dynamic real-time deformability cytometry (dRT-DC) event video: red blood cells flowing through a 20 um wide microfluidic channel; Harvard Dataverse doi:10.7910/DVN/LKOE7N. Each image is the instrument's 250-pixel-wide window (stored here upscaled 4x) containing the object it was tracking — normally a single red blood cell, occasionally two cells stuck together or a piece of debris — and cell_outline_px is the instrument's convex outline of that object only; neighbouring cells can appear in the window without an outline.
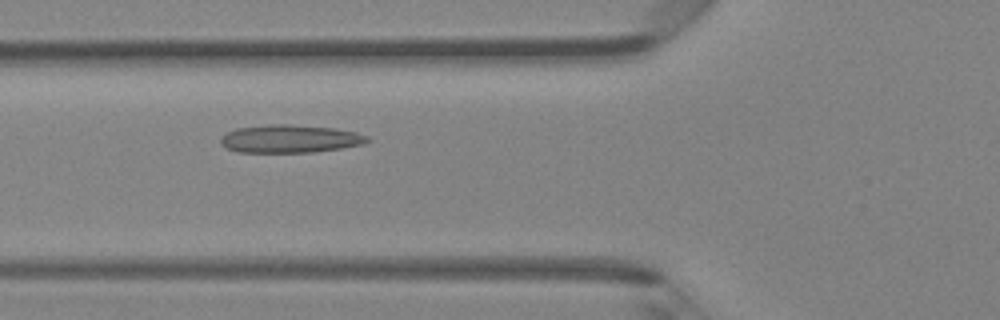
{"species": "Egyptian fruit bat (a non-hibernating species)", "species_latin": "Rousettus aegyptiacus", "temperature_condition": "room temperature", "stored_images_in_passage": 41, "camera_frame_rate_fps": 3000, "um_per_image_px": 0.085, "animal": {"sex": "female"}, "frame": {"image": 1, "passage_image": 11, "time_ms": 3.333, "image_size_px": [1000, 320], "cell_outline_px": [[372, 140], [364, 144], [340, 148], [312, 152], [236, 152], [220, 144], [220, 140], [228, 132], [236, 128], [272, 124], [288, 124], [336, 128], [356, 132], [368, 136]], "centroid_in_image_um": [24.68, 11.79], "position_along_channel_um": 101.1, "area_um2": 23.87}}
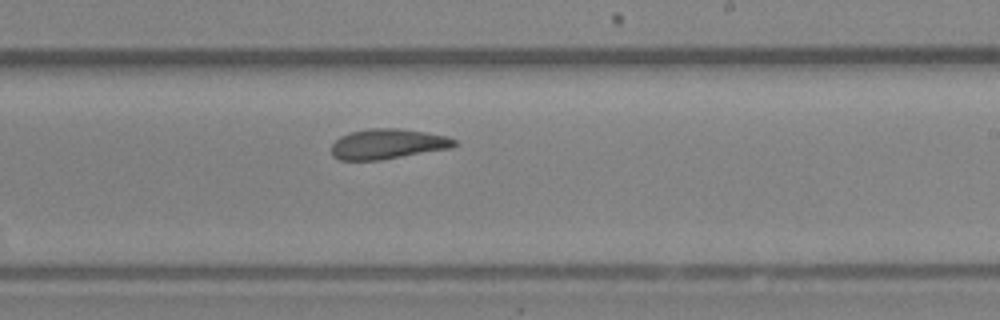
{"frame": {"image": 2, "passage_image": 22, "time_ms": 7.0, "image_size_px": [1000, 320], "cell_outline_px": [[460, 144], [452, 148], [380, 160], [340, 160], [332, 156], [332, 144], [340, 136], [348, 132], [368, 128], [400, 128], [448, 136], [456, 140]], "centroid_in_image_um": [32.97, 12.23], "position_along_channel_um": 256.0, "area_um2": 21.85}}
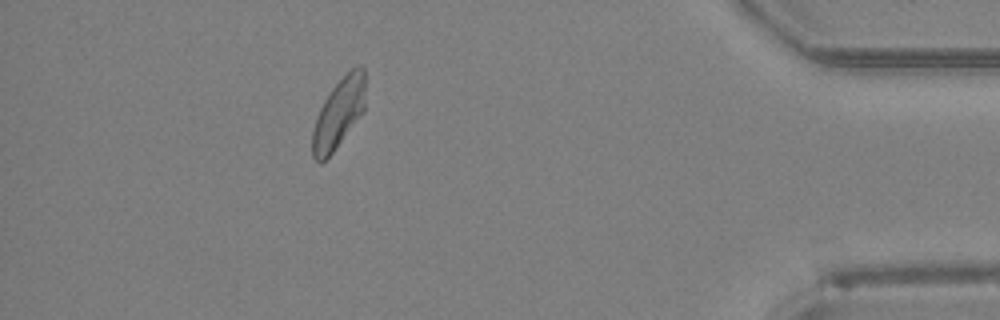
{"frame": {"image": 3, "passage_image": 36, "time_ms": 11.667, "image_size_px": [1000, 320], "cell_outline_px": [[364, 112], [332, 152], [320, 164], [312, 156], [312, 132], [316, 116], [324, 100], [332, 88], [352, 68], [360, 64], [364, 68]], "centroid_in_image_um": [28.78, 9.64], "position_along_channel_um": 406.4, "area_um2": 21.21}, "authors_computed_cell_mechanics": {"area_um2": 22.1952, "velocity_mm_per_s": 4.2345, "shape_relaxation_time_tau1_ms": null, "shape_relaxation_time_tau2_ms": 1.394, "deformation_change_tau1": null, "deformation_change_tau2": 0.0651}}